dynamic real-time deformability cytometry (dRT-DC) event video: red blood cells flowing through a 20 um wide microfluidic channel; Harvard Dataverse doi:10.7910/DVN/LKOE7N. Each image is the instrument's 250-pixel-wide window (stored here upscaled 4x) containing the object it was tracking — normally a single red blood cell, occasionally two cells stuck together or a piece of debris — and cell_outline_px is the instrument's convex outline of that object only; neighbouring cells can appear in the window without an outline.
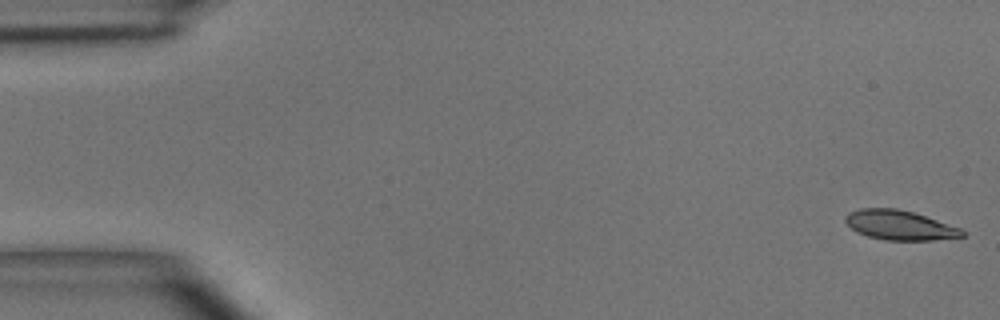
{"species": "common noctule bat (a hibernating species)", "species_latin": "Nyctalus noctula", "temperature_condition": "room temperature", "stored_images_in_passage": 51, "camera_frame_rate_fps": 3000, "um_per_image_px": 0.085, "animal": {"sex": "male", "body_mass_g": 15.6}, "frame": {"image": 1, "passage_image": 1, "time_ms": 0.0, "image_size_px": [1000, 320], "cell_outline_px": [[964, 236], [932, 240], [884, 240], [868, 236], [856, 232], [844, 220], [844, 216], [848, 212], [860, 208], [896, 208], [912, 212], [960, 228], [964, 232]], "centroid_in_image_um": [76.41, 19.13], "position_along_channel_um": 8.6, "area_um2": 19.94}}
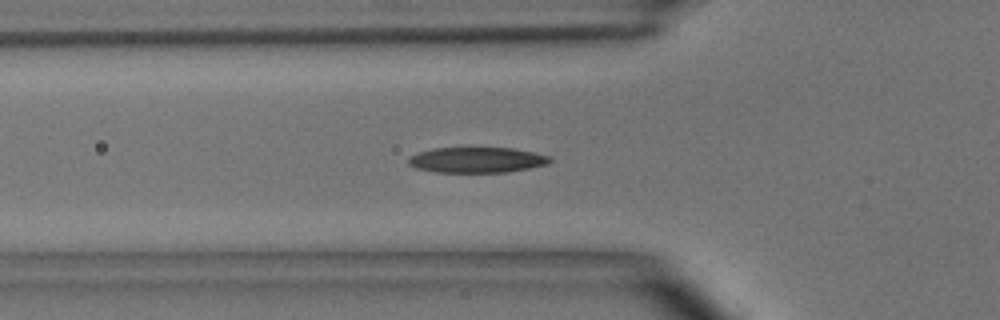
{"frame": {"image": 2, "passage_image": 17, "time_ms": 5.333, "image_size_px": [1000, 320], "cell_outline_px": [[552, 160], [548, 164], [508, 172], [436, 172], [416, 168], [408, 164], [408, 156], [432, 148], [512, 148], [532, 152], [548, 156]], "centroid_in_image_um": [40.5, 13.59], "position_along_channel_um": 85.3, "area_um2": 20.92}}
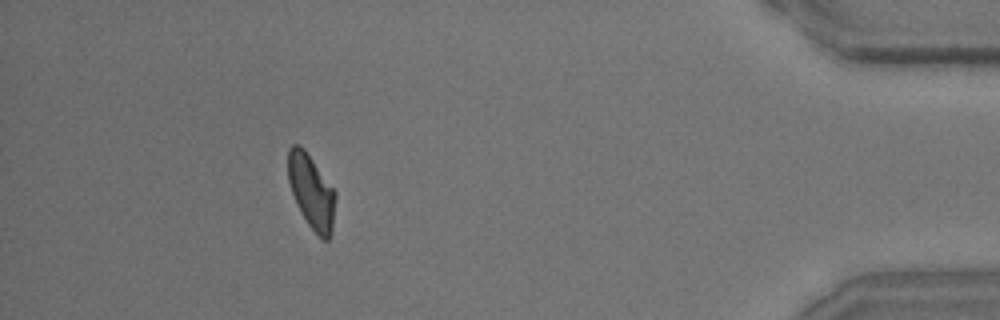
{"frame": {"image": 3, "passage_image": 46, "time_ms": 15.0, "image_size_px": [1000, 320], "cell_outline_px": [[336, 196], [332, 228], [328, 240], [324, 240], [308, 224], [292, 192], [288, 180], [288, 148], [292, 144], [300, 144], [304, 148], [336, 192]], "centroid_in_image_um": [26.47, 16.23], "position_along_channel_um": 408.7, "area_um2": 20.0}, "authors_computed_cell_mechanics": {"area_um2": 21.2126, "velocity_mm_per_s": 3.9077, "shape_relaxation_time_tau1_ms": 5.4922, "shape_relaxation_time_tau2_ms": 5.0409, "deformation_change_tau1": 0.171, "deformation_change_tau2": 0.1036}}